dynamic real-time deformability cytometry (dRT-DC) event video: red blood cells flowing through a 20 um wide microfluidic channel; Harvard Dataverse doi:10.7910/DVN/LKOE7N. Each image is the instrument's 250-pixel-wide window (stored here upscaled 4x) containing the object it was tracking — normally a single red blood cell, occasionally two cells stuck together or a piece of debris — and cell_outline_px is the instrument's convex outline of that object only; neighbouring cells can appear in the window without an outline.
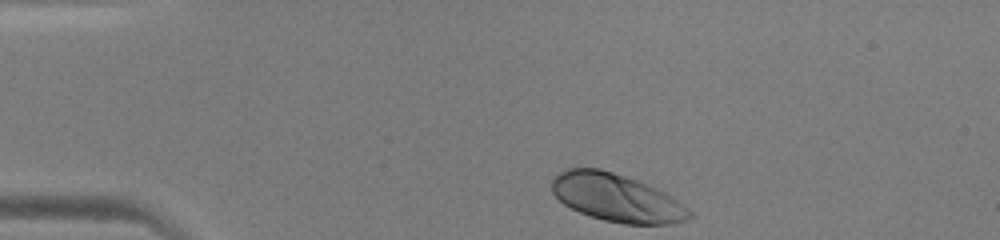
{"species": "human", "species_latin": "Homo sapiens", "temperature_condition": "warm", "stored_images_in_passage": 34, "camera_frame_rate_fps": 3000, "um_per_image_px": 0.085, "donor": {"sex": "male"}, "frame": {"image": 1, "passage_image": 1, "time_ms": 0.0, "image_size_px": [1000, 240], "cell_outline_px": [[696, 216], [688, 220], [672, 224], [624, 224], [604, 220], [580, 212], [564, 204], [552, 192], [552, 180], [560, 172], [568, 168], [600, 168], [636, 180], [664, 192], [688, 208]], "centroid_in_image_um": [52.44, 16.83], "position_along_channel_um": 32.6, "area_um2": 38.03}}
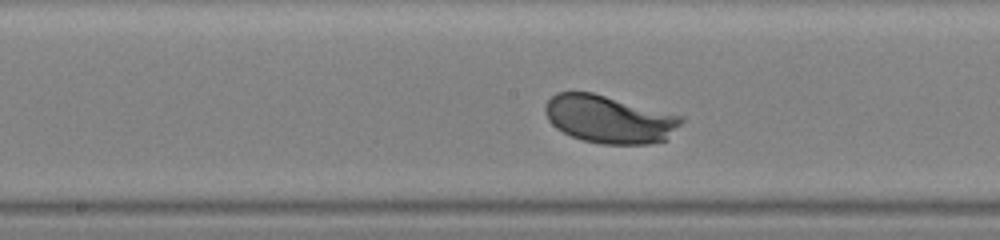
{"frame": {"image": 2, "passage_image": 17, "time_ms": 5.333, "image_size_px": [1000, 240], "cell_outline_px": [[684, 120], [668, 140], [648, 144], [600, 144], [584, 140], [572, 136], [556, 128], [548, 120], [544, 112], [544, 108], [548, 100], [556, 92], [592, 92], [684, 116]], "centroid_in_image_um": [51.81, 10.13], "position_along_channel_um": 196.4, "area_um2": 38.03}}
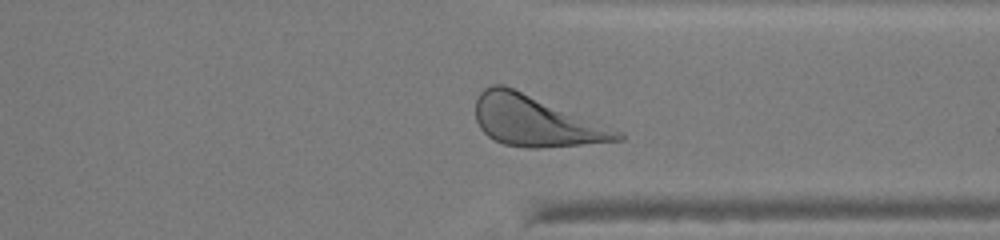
{"frame": {"image": 3, "passage_image": 29, "time_ms": 9.333, "image_size_px": [1000, 240], "cell_outline_px": [[624, 140], [540, 148], [528, 148], [504, 144], [488, 136], [480, 128], [476, 120], [476, 100], [480, 92], [484, 88], [492, 84], [504, 84], [624, 132]], "centroid_in_image_um": [45.53, 10.28], "position_along_channel_um": 365.9, "area_um2": 41.67}}